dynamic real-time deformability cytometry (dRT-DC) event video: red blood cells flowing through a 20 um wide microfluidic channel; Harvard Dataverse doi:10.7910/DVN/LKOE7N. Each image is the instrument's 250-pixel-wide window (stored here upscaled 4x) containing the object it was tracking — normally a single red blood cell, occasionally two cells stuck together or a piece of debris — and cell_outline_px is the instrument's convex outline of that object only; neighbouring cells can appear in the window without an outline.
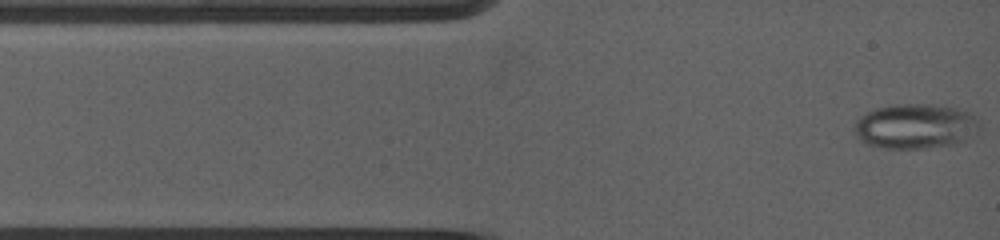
{"species": "common noctule bat (a hibernating species)", "species_latin": "Nyctalus noctula", "temperature_condition": "warm", "stored_images_in_passage": 31, "camera_frame_rate_fps": 5000, "um_per_image_px": 0.085, "animal": {"sex": "female", "body_mass_g": 19.0, "forearm_length_mm": 53.3}, "frame": {"image": 1, "passage_image": 1, "time_ms": 0.0, "image_size_px": [1000, 240], "cell_outline_px": [[976, 120], [960, 140], [948, 144], [916, 148], [888, 148], [872, 144], [864, 140], [856, 132], [856, 124], [868, 112], [876, 108], [904, 104], [932, 104], [956, 108], [968, 112]], "centroid_in_image_um": [77.7, 10.69], "position_along_channel_um": 7.3, "area_um2": 30.29}}
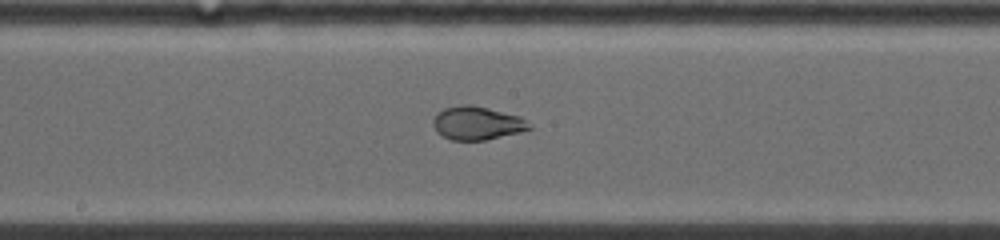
{"frame": {"image": 2, "passage_image": 18, "time_ms": 6.2, "image_size_px": [1000, 240], "cell_outline_px": [[532, 128], [484, 140], [452, 140], [436, 132], [436, 116], [444, 108], [464, 104], [484, 108], [516, 116], [524, 120]], "centroid_in_image_um": [40.51, 10.48], "position_along_channel_um": 207.7, "area_um2": 17.57}}
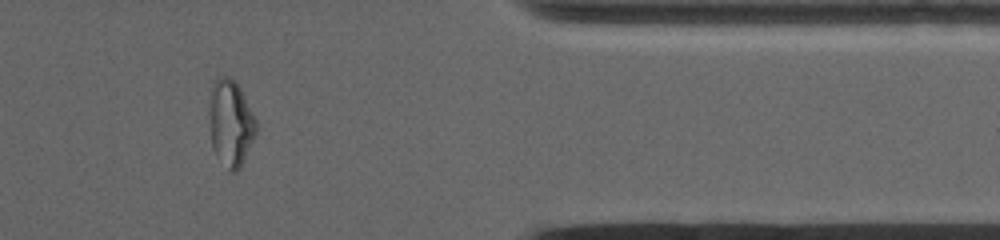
{"frame": {"image": 3, "passage_image": 29, "time_ms": 11.4, "image_size_px": [1000, 240], "cell_outline_px": [[256, 132], [240, 168], [236, 172], [232, 172], [216, 156], [212, 148], [212, 84], [220, 76], [228, 76], [240, 88], [256, 120]], "centroid_in_image_um": [19.64, 10.49], "position_along_channel_um": 391.8, "area_um2": 22.43}, "authors_computed_cell_mechanics": {"area_um2": 22.0796, "velocity_mm_per_s": 3.9743, "shape_relaxation_time_tau1_ms": null, "shape_relaxation_time_tau2_ms": 0.7927, "deformation_change_tau1": null, "deformation_change_tau2": 0.0497}}